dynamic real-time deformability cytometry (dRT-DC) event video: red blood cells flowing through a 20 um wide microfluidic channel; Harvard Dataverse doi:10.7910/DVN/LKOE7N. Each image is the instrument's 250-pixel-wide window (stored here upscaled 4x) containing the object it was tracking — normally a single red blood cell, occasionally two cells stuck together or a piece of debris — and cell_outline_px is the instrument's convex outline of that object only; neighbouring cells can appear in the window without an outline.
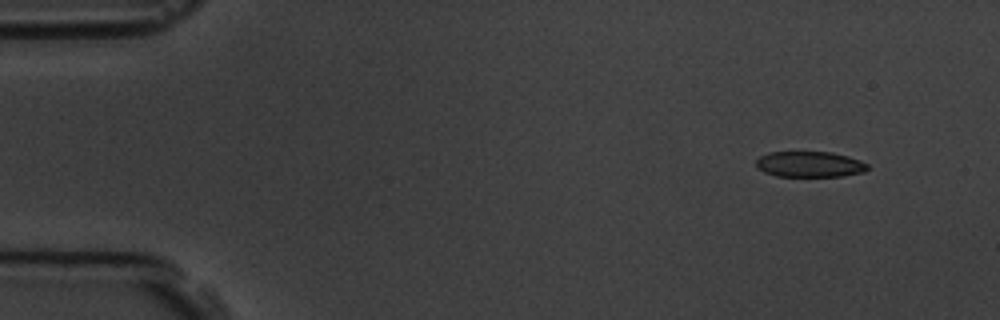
{"species": "common noctule bat (a hibernating species)", "species_latin": "Nyctalus noctula", "temperature_condition": "room temperature", "stored_images_in_passage": 14, "camera_frame_rate_fps": 3000, "um_per_image_px": 0.085, "animal": {"sex": "male", "body_mass_g": 19.5, "forearm_length_mm": 54.6}, "frame": {"image": 1, "passage_image": 1, "time_ms": 0.0, "image_size_px": [1000, 320], "cell_outline_px": [[868, 168], [864, 172], [844, 176], [776, 176], [764, 172], [756, 164], [756, 160], [760, 156], [768, 152], [832, 152], [848, 156], [860, 160], [868, 164]], "centroid_in_image_um": [68.84, 13.96], "position_along_channel_um": 16.2, "area_um2": 16.7}}
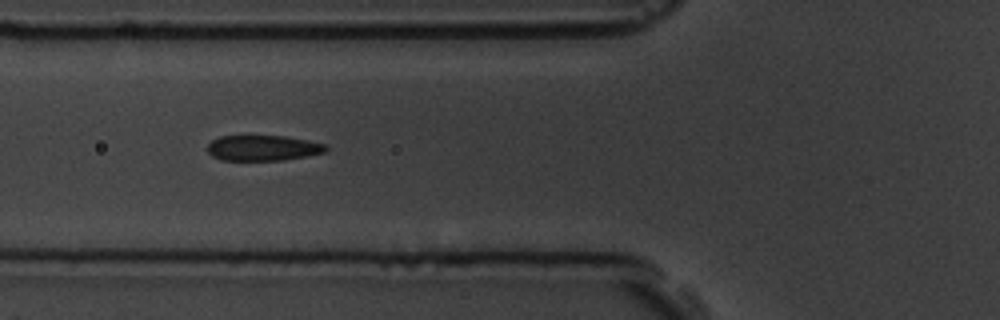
{"frame": {"image": 2, "passage_image": 5, "time_ms": 5.333, "image_size_px": [1000, 320], "cell_outline_px": [[328, 152], [284, 160], [220, 160], [212, 156], [204, 148], [212, 140], [220, 136], [284, 136], [308, 140], [328, 144]], "centroid_in_image_um": [22.36, 12.58], "position_along_channel_um": 103.4, "area_um2": 17.86}}
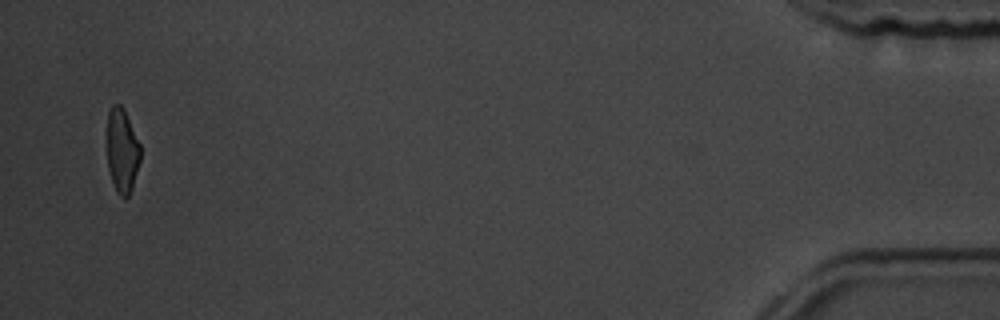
{"frame": {"image": 3, "passage_image": 14, "time_ms": 16.667, "image_size_px": [1000, 320], "cell_outline_px": [[140, 160], [132, 188], [128, 196], [120, 196], [116, 192], [108, 168], [108, 112], [112, 104], [120, 104], [124, 108], [140, 144]], "centroid_in_image_um": [10.39, 12.78], "position_along_channel_um": 424.8, "area_um2": 16.18}, "authors_computed_cell_mechanics": {"area_um2": 18.2937, "velocity_mm_per_s": 3.6145, "shape_relaxation_time_tau1_ms": 2.3993, "shape_relaxation_time_tau2_ms": 0.8346, "deformation_change_tau1": 0.1273, "deformation_change_tau2": 0.0587}}